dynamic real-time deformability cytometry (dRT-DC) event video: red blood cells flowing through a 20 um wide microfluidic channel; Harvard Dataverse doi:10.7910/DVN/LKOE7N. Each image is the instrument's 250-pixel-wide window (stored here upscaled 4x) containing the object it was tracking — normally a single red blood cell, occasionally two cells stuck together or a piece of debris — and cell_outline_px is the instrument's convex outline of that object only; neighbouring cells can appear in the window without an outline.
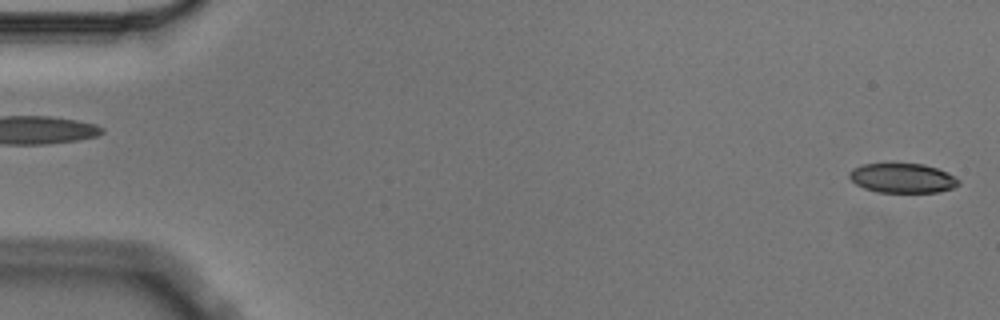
{"species": "Egyptian fruit bat (a non-hibernating species)", "species_latin": "Rousettus aegyptiacus", "temperature_condition": "cold", "stored_images_in_passage": 5, "segment_of_instrument_passage": [2, 2], "camera_frame_rate_fps": 3000, "um_per_image_px": 0.085, "animal": {"sex": "male"}, "frame": {"image": 1, "passage_image": 5, "time_ms": 1.333, "image_size_px": [1000, 320], "cell_outline_px": [[960, 184], [952, 188], [936, 192], [876, 192], [864, 188], [856, 184], [848, 176], [848, 172], [852, 168], [864, 164], [924, 164], [948, 172], [960, 180]], "centroid_in_image_um": [76.7, 15.14], "position_along_channel_um": 8.3, "area_um2": 18.79}}